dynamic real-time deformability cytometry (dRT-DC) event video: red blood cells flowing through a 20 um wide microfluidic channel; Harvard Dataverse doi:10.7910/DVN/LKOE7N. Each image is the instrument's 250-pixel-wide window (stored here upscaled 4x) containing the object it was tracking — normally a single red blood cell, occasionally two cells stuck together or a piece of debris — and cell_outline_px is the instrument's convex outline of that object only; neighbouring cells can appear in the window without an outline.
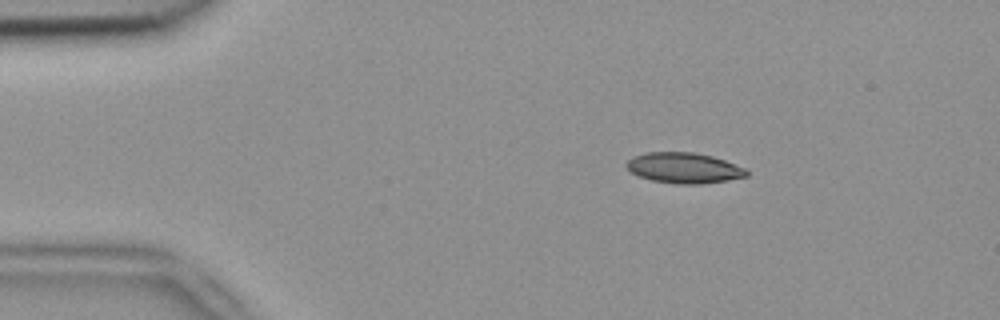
{"species": "common noctule bat (a hibernating species)", "species_latin": "Nyctalus noctula", "temperature_condition": "room temperature", "stored_images_in_passage": 3, "camera_frame_rate_fps": 3000, "um_per_image_px": 0.085, "animal": {"sex": "female", "body_mass_g": 18.4}, "frame": {"image": 1, "passage_image": 1, "time_ms": 0.0, "image_size_px": [1000, 320], "cell_outline_px": [[748, 176], [728, 180], [700, 184], [676, 184], [652, 180], [640, 176], [632, 172], [624, 164], [632, 156], [644, 152], [692, 152], [712, 156], [724, 160], [744, 168], [748, 172]], "centroid_in_image_um": [58.11, 14.27], "position_along_channel_um": 26.9, "area_um2": 21.33}}
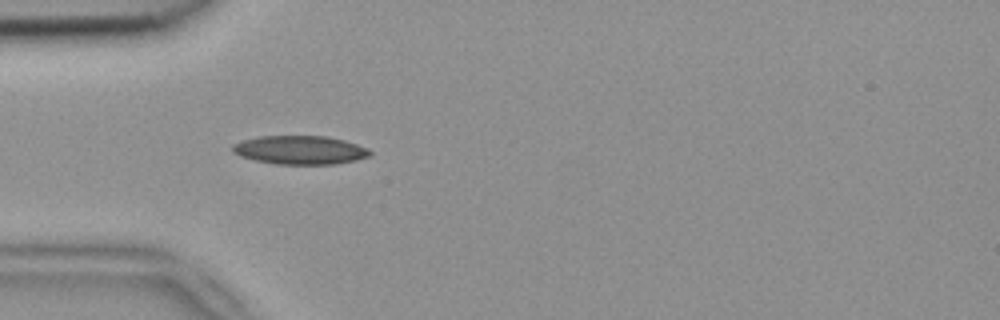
{"frame": {"image": 2, "passage_image": 3, "time_ms": 0.667, "image_size_px": [1000, 320], "cell_outline_px": [[372, 156], [356, 160], [336, 164], [276, 164], [256, 160], [240, 156], [232, 152], [232, 144], [256, 136], [328, 136], [344, 140], [368, 148], [372, 152]], "centroid_in_image_um": [25.52, 12.75], "position_along_channel_um": 59.5, "area_um2": 23.06}}